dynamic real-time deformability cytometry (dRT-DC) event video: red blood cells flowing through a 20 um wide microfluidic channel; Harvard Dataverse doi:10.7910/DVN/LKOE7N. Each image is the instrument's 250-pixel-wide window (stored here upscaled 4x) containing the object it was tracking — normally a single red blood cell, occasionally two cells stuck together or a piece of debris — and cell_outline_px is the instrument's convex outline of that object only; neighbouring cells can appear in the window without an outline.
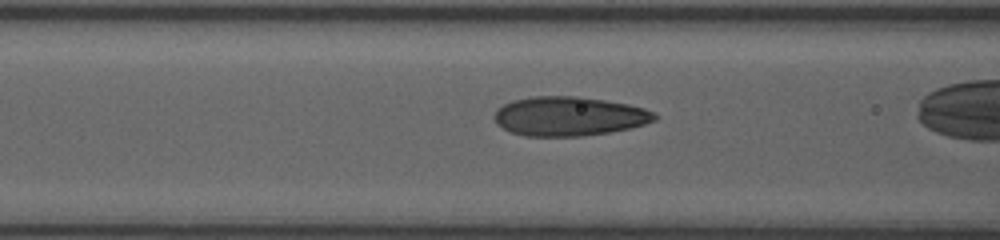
{"species": "human", "species_latin": "Homo sapiens", "temperature_condition": "room temperature", "stored_images_in_passage": 27, "camera_frame_rate_fps": 3000, "um_per_image_px": 0.085, "donor": {"sex": "female"}, "frame": {"image": 1, "passage_image": 7, "time_ms": 2.0, "image_size_px": [1000, 240], "cell_outline_px": [[660, 116], [656, 120], [644, 124], [628, 128], [608, 132], [580, 136], [524, 136], [512, 132], [496, 124], [492, 116], [504, 104], [512, 100], [532, 96], [580, 96], [628, 104], [644, 108], [656, 112]], "centroid_in_image_um": [48.38, 9.87], "position_along_channel_um": 118.2, "area_um2": 36.7}}
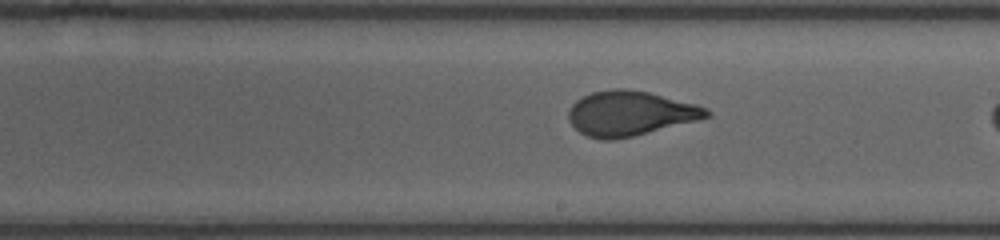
{"frame": {"image": 2, "passage_image": 16, "time_ms": 5.0, "image_size_px": [1000, 240], "cell_outline_px": [[712, 116], [632, 136], [612, 140], [600, 140], [588, 136], [580, 132], [568, 120], [568, 112], [572, 104], [576, 100], [592, 92], [616, 88], [624, 88], [648, 92], [696, 104], [712, 112]], "centroid_in_image_um": [53.53, 9.63], "position_along_channel_um": 235.5, "area_um2": 35.6}}
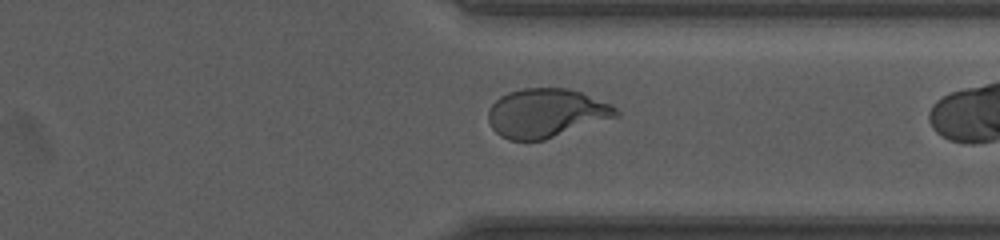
{"frame": {"image": 3, "passage_image": 26, "time_ms": 8.333, "image_size_px": [1000, 240], "cell_outline_px": [[620, 116], [544, 140], [508, 140], [500, 136], [492, 128], [488, 120], [488, 108], [500, 96], [508, 92], [524, 88], [568, 88], [580, 92], [612, 104], [620, 112]], "centroid_in_image_um": [46.43, 9.61], "position_along_channel_um": 365.0, "area_um2": 36.53}}